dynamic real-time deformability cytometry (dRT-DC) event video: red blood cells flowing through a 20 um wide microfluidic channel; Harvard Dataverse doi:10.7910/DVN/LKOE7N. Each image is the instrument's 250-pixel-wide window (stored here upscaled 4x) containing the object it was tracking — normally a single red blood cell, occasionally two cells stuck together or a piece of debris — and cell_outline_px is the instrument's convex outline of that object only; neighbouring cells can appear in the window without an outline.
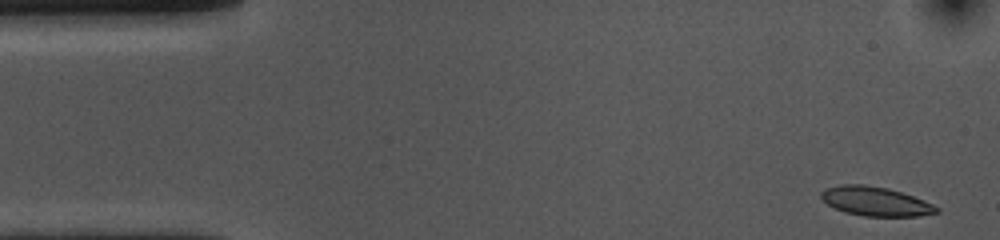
{"species": "common noctule bat (a hibernating species)", "species_latin": "Nyctalus noctula", "temperature_condition": "cold", "stored_images_in_passage": 53, "camera_frame_rate_fps": 3000, "um_per_image_px": 0.085, "animal": {"sex": "female", "body_mass_g": 10.0, "forearm_length_mm": 53.1}, "frame": {"image": 1, "passage_image": 1, "time_ms": 0.0, "image_size_px": [1000, 240], "cell_outline_px": [[940, 212], [920, 216], [864, 216], [844, 212], [828, 204], [820, 196], [820, 192], [824, 188], [840, 184], [864, 184], [888, 188], [912, 196], [932, 204], [940, 208]], "centroid_in_image_um": [74.4, 17.11], "position_along_channel_um": 10.6, "area_um2": 19.59}}
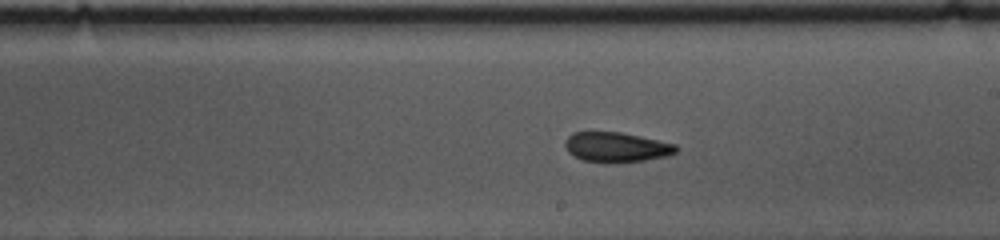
{"frame": {"image": 2, "passage_image": 28, "time_ms": 9.0, "image_size_px": [1000, 240], "cell_outline_px": [[680, 148], [676, 152], [668, 156], [644, 160], [608, 164], [584, 160], [568, 152], [564, 144], [564, 140], [572, 132], [620, 132], [640, 136], [676, 144]], "centroid_in_image_um": [52.4, 12.51], "position_along_channel_um": 236.6, "area_um2": 19.54}}
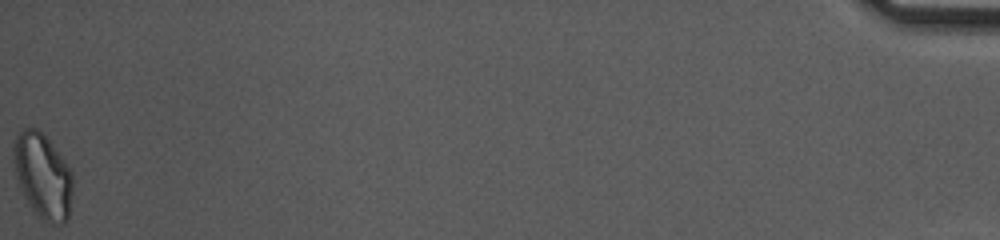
{"frame": {"image": 3, "passage_image": 53, "time_ms": 17.333, "image_size_px": [1000, 240], "cell_outline_px": [[72, 192], [68, 220], [64, 224], [52, 224], [44, 220], [32, 208], [20, 188], [16, 176], [12, 152], [12, 144], [20, 128], [36, 128], [48, 140], [72, 172]], "centroid_in_image_um": [3.62, 14.95], "position_along_channel_um": 431.6, "area_um2": 29.02}, "authors_computed_cell_mechanics": {"area_um2": 19.8832, "velocity_mm_per_s": 3.6152, "shape_relaxation_time_tau1_ms": 3.8762, "shape_relaxation_time_tau2_ms": 4.2365, "deformation_change_tau1": 0.1305, "deformation_change_tau2": 0.099}}